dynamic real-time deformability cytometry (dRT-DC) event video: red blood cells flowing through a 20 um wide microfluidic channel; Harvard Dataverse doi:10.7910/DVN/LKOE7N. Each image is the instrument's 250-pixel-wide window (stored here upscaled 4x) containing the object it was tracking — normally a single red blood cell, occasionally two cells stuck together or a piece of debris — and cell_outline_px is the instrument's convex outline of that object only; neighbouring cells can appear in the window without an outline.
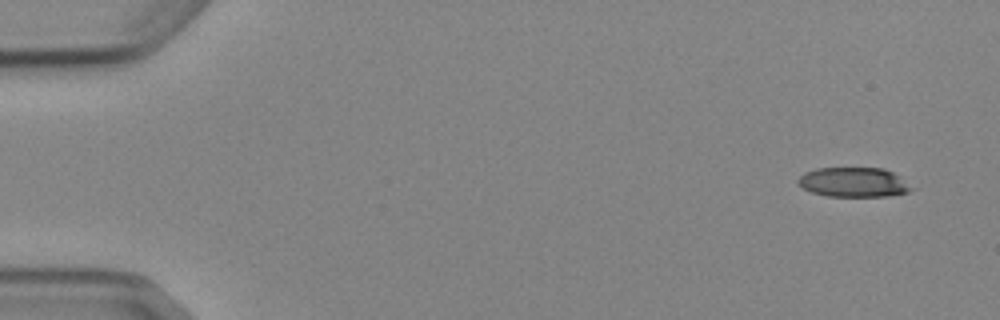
{"species": "Egyptian fruit bat (a non-hibernating species)", "species_latin": "Rousettus aegyptiacus", "temperature_condition": "cold", "stored_images_in_passage": 5, "camera_frame_rate_fps": 3000, "um_per_image_px": 0.085, "animal": {"sex": "female"}, "frame": {"image": 1, "passage_image": 1, "time_ms": 0.0, "image_size_px": [1000, 320], "cell_outline_px": [[916, 188], [908, 192], [888, 196], [828, 196], [812, 192], [804, 188], [796, 180], [804, 172], [816, 168], [884, 168], [892, 172]], "centroid_in_image_um": [72.57, 15.48], "position_along_channel_um": 12.4, "area_um2": 19.54}}